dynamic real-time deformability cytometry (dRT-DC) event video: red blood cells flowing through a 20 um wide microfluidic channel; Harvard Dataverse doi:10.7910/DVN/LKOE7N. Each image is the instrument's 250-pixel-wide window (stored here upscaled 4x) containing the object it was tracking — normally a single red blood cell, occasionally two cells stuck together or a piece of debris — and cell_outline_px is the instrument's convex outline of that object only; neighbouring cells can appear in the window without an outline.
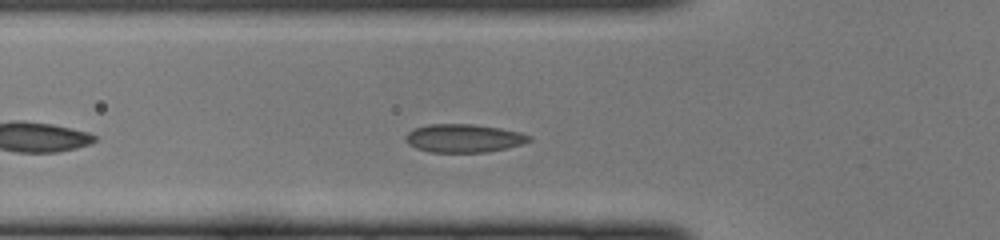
{"species": "common noctule bat (a hibernating species)", "species_latin": "Nyctalus noctula", "temperature_condition": "cold", "stored_images_in_passage": 26, "camera_frame_rate_fps": 3000, "um_per_image_px": 0.085, "animal": {"sex": "female", "body_mass_g": 22.0, "forearm_length_mm": 56.7}, "frame": {"image": 1, "passage_image": 2, "time_ms": 0.333, "image_size_px": [1000, 240], "cell_outline_px": [[532, 140], [508, 148], [488, 152], [428, 152], [416, 148], [408, 144], [404, 140], [404, 136], [412, 128], [428, 124], [472, 124], [500, 128], [520, 132], [532, 136]], "centroid_in_image_um": [39.38, 11.75], "position_along_channel_um": 86.4, "area_um2": 20.58}}
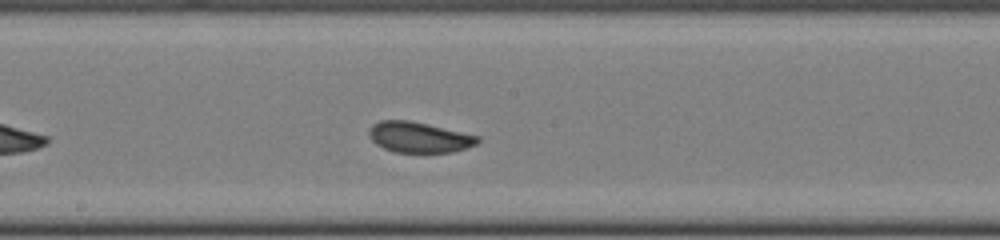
{"frame": {"image": 2, "passage_image": 11, "time_ms": 3.333, "image_size_px": [1000, 240], "cell_outline_px": [[480, 140], [476, 144], [468, 148], [452, 152], [396, 152], [384, 148], [376, 144], [368, 136], [368, 128], [372, 124], [380, 120], [408, 120], [428, 124], [480, 136]], "centroid_in_image_um": [35.6, 11.66], "position_along_channel_um": 212.6, "area_um2": 19.48}}
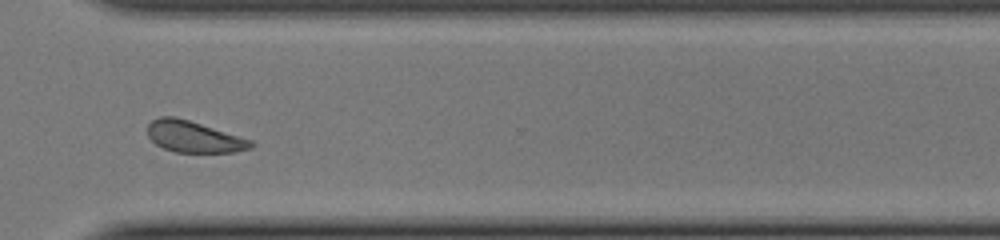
{"frame": {"image": 3, "passage_image": 21, "time_ms": 6.667, "image_size_px": [1000, 240], "cell_outline_px": [[256, 144], [252, 148], [236, 152], [176, 152], [164, 148], [156, 144], [148, 136], [148, 124], [152, 120], [160, 116], [176, 116], [252, 140]], "centroid_in_image_um": [16.49, 11.62], "position_along_channel_um": 354.1, "area_um2": 18.84}}